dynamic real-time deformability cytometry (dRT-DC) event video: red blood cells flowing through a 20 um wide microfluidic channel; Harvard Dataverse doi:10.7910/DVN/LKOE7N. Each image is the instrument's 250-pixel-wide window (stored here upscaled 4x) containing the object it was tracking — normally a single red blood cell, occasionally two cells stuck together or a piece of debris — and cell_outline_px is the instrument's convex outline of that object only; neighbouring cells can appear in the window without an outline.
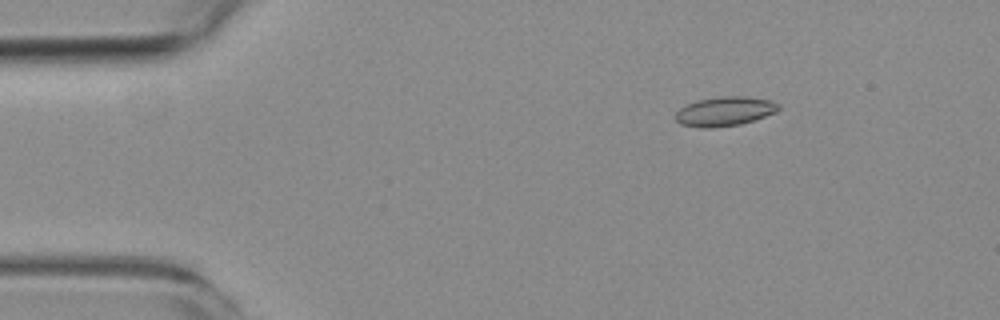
{"species": "common noctule bat (a hibernating species)", "species_latin": "Nyctalus noctula", "temperature_condition": "room temperature", "stored_images_in_passage": 3, "camera_frame_rate_fps": 3000, "um_per_image_px": 0.085, "animal": {"sex": "female", "body_mass_g": 19.3, "forearm_length_mm": 54.1}, "frame": {"image": 1, "passage_image": 1, "time_ms": 0.0, "image_size_px": [1000, 320], "cell_outline_px": [[780, 108], [776, 112], [740, 124], [712, 128], [700, 128], [680, 124], [676, 120], [676, 112], [680, 108], [688, 104], [700, 100], [720, 96], [748, 96], [768, 100], [780, 104]], "centroid_in_image_um": [61.6, 9.47], "position_along_channel_um": 23.4, "area_um2": 17.46}}